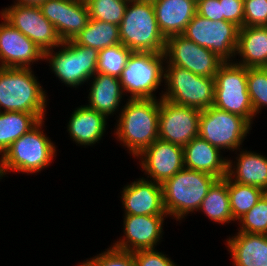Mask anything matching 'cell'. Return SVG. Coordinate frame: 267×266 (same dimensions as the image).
<instances>
[{
    "label": "cell",
    "instance_id": "4",
    "mask_svg": "<svg viewBox=\"0 0 267 266\" xmlns=\"http://www.w3.org/2000/svg\"><path fill=\"white\" fill-rule=\"evenodd\" d=\"M42 119L30 131L19 137L1 158L3 177L7 172L38 173L49 166L56 157V146L44 133Z\"/></svg>",
    "mask_w": 267,
    "mask_h": 266
},
{
    "label": "cell",
    "instance_id": "21",
    "mask_svg": "<svg viewBox=\"0 0 267 266\" xmlns=\"http://www.w3.org/2000/svg\"><path fill=\"white\" fill-rule=\"evenodd\" d=\"M107 117L85 105L77 107L71 114L67 132L77 145L91 146L102 139L106 132Z\"/></svg>",
    "mask_w": 267,
    "mask_h": 266
},
{
    "label": "cell",
    "instance_id": "36",
    "mask_svg": "<svg viewBox=\"0 0 267 266\" xmlns=\"http://www.w3.org/2000/svg\"><path fill=\"white\" fill-rule=\"evenodd\" d=\"M89 19L85 0H68L67 41L73 40L85 28Z\"/></svg>",
    "mask_w": 267,
    "mask_h": 266
},
{
    "label": "cell",
    "instance_id": "3",
    "mask_svg": "<svg viewBox=\"0 0 267 266\" xmlns=\"http://www.w3.org/2000/svg\"><path fill=\"white\" fill-rule=\"evenodd\" d=\"M121 44L132 52H164L166 38L161 33L152 0H129L119 25Z\"/></svg>",
    "mask_w": 267,
    "mask_h": 266
},
{
    "label": "cell",
    "instance_id": "24",
    "mask_svg": "<svg viewBox=\"0 0 267 266\" xmlns=\"http://www.w3.org/2000/svg\"><path fill=\"white\" fill-rule=\"evenodd\" d=\"M226 242L233 266H267V235L237 232Z\"/></svg>",
    "mask_w": 267,
    "mask_h": 266
},
{
    "label": "cell",
    "instance_id": "32",
    "mask_svg": "<svg viewBox=\"0 0 267 266\" xmlns=\"http://www.w3.org/2000/svg\"><path fill=\"white\" fill-rule=\"evenodd\" d=\"M247 88L256 116L267 107V67L248 68Z\"/></svg>",
    "mask_w": 267,
    "mask_h": 266
},
{
    "label": "cell",
    "instance_id": "33",
    "mask_svg": "<svg viewBox=\"0 0 267 266\" xmlns=\"http://www.w3.org/2000/svg\"><path fill=\"white\" fill-rule=\"evenodd\" d=\"M237 222L240 226L238 232L267 235V192Z\"/></svg>",
    "mask_w": 267,
    "mask_h": 266
},
{
    "label": "cell",
    "instance_id": "9",
    "mask_svg": "<svg viewBox=\"0 0 267 266\" xmlns=\"http://www.w3.org/2000/svg\"><path fill=\"white\" fill-rule=\"evenodd\" d=\"M248 68L224 62L215 75L213 106L240 115L253 124L254 110L247 88Z\"/></svg>",
    "mask_w": 267,
    "mask_h": 266
},
{
    "label": "cell",
    "instance_id": "17",
    "mask_svg": "<svg viewBox=\"0 0 267 266\" xmlns=\"http://www.w3.org/2000/svg\"><path fill=\"white\" fill-rule=\"evenodd\" d=\"M0 23V67L32 68L44 53L27 36L2 17Z\"/></svg>",
    "mask_w": 267,
    "mask_h": 266
},
{
    "label": "cell",
    "instance_id": "30",
    "mask_svg": "<svg viewBox=\"0 0 267 266\" xmlns=\"http://www.w3.org/2000/svg\"><path fill=\"white\" fill-rule=\"evenodd\" d=\"M91 19L120 25L129 0H85Z\"/></svg>",
    "mask_w": 267,
    "mask_h": 266
},
{
    "label": "cell",
    "instance_id": "8",
    "mask_svg": "<svg viewBox=\"0 0 267 266\" xmlns=\"http://www.w3.org/2000/svg\"><path fill=\"white\" fill-rule=\"evenodd\" d=\"M56 49L59 51L44 52L43 60L49 61L51 72L67 87L78 88L97 73L99 52L96 49L75 44L72 40Z\"/></svg>",
    "mask_w": 267,
    "mask_h": 266
},
{
    "label": "cell",
    "instance_id": "10",
    "mask_svg": "<svg viewBox=\"0 0 267 266\" xmlns=\"http://www.w3.org/2000/svg\"><path fill=\"white\" fill-rule=\"evenodd\" d=\"M251 126L240 115L211 106L201 110L198 136L220 150H233L237 154Z\"/></svg>",
    "mask_w": 267,
    "mask_h": 266
},
{
    "label": "cell",
    "instance_id": "38",
    "mask_svg": "<svg viewBox=\"0 0 267 266\" xmlns=\"http://www.w3.org/2000/svg\"><path fill=\"white\" fill-rule=\"evenodd\" d=\"M133 257L136 266H176L168 255L158 252L156 249L134 251Z\"/></svg>",
    "mask_w": 267,
    "mask_h": 266
},
{
    "label": "cell",
    "instance_id": "12",
    "mask_svg": "<svg viewBox=\"0 0 267 266\" xmlns=\"http://www.w3.org/2000/svg\"><path fill=\"white\" fill-rule=\"evenodd\" d=\"M165 64L179 66L204 77H215L224 63L210 49L197 45L182 34L166 38Z\"/></svg>",
    "mask_w": 267,
    "mask_h": 266
},
{
    "label": "cell",
    "instance_id": "11",
    "mask_svg": "<svg viewBox=\"0 0 267 266\" xmlns=\"http://www.w3.org/2000/svg\"><path fill=\"white\" fill-rule=\"evenodd\" d=\"M239 29L231 22L212 21L196 13L182 35L197 45L210 49L224 62H233Z\"/></svg>",
    "mask_w": 267,
    "mask_h": 266
},
{
    "label": "cell",
    "instance_id": "14",
    "mask_svg": "<svg viewBox=\"0 0 267 266\" xmlns=\"http://www.w3.org/2000/svg\"><path fill=\"white\" fill-rule=\"evenodd\" d=\"M201 110L164 98L159 104V139L184 147L199 134Z\"/></svg>",
    "mask_w": 267,
    "mask_h": 266
},
{
    "label": "cell",
    "instance_id": "41",
    "mask_svg": "<svg viewBox=\"0 0 267 266\" xmlns=\"http://www.w3.org/2000/svg\"><path fill=\"white\" fill-rule=\"evenodd\" d=\"M15 1L14 4L21 6H39L45 0H15Z\"/></svg>",
    "mask_w": 267,
    "mask_h": 266
},
{
    "label": "cell",
    "instance_id": "40",
    "mask_svg": "<svg viewBox=\"0 0 267 266\" xmlns=\"http://www.w3.org/2000/svg\"><path fill=\"white\" fill-rule=\"evenodd\" d=\"M197 14L212 21H222L219 0H197Z\"/></svg>",
    "mask_w": 267,
    "mask_h": 266
},
{
    "label": "cell",
    "instance_id": "7",
    "mask_svg": "<svg viewBox=\"0 0 267 266\" xmlns=\"http://www.w3.org/2000/svg\"><path fill=\"white\" fill-rule=\"evenodd\" d=\"M166 91L160 98L174 104L205 110L214 103L215 78L196 75L173 65L164 67Z\"/></svg>",
    "mask_w": 267,
    "mask_h": 266
},
{
    "label": "cell",
    "instance_id": "22",
    "mask_svg": "<svg viewBox=\"0 0 267 266\" xmlns=\"http://www.w3.org/2000/svg\"><path fill=\"white\" fill-rule=\"evenodd\" d=\"M90 80L89 102L85 106L107 118L116 114V111H119L121 99L124 98L119 77L97 72Z\"/></svg>",
    "mask_w": 267,
    "mask_h": 266
},
{
    "label": "cell",
    "instance_id": "37",
    "mask_svg": "<svg viewBox=\"0 0 267 266\" xmlns=\"http://www.w3.org/2000/svg\"><path fill=\"white\" fill-rule=\"evenodd\" d=\"M244 26H267V0H244Z\"/></svg>",
    "mask_w": 267,
    "mask_h": 266
},
{
    "label": "cell",
    "instance_id": "28",
    "mask_svg": "<svg viewBox=\"0 0 267 266\" xmlns=\"http://www.w3.org/2000/svg\"><path fill=\"white\" fill-rule=\"evenodd\" d=\"M72 41L81 46L94 48L99 52L104 48L121 43L119 26L90 18L85 28Z\"/></svg>",
    "mask_w": 267,
    "mask_h": 266
},
{
    "label": "cell",
    "instance_id": "18",
    "mask_svg": "<svg viewBox=\"0 0 267 266\" xmlns=\"http://www.w3.org/2000/svg\"><path fill=\"white\" fill-rule=\"evenodd\" d=\"M121 192L125 215H167L162 184L142 177L124 185Z\"/></svg>",
    "mask_w": 267,
    "mask_h": 266
},
{
    "label": "cell",
    "instance_id": "34",
    "mask_svg": "<svg viewBox=\"0 0 267 266\" xmlns=\"http://www.w3.org/2000/svg\"><path fill=\"white\" fill-rule=\"evenodd\" d=\"M39 8L45 18L54 25L62 41L66 42L68 0H45Z\"/></svg>",
    "mask_w": 267,
    "mask_h": 266
},
{
    "label": "cell",
    "instance_id": "1",
    "mask_svg": "<svg viewBox=\"0 0 267 266\" xmlns=\"http://www.w3.org/2000/svg\"><path fill=\"white\" fill-rule=\"evenodd\" d=\"M117 116L116 139L137 157L159 139L160 99H127Z\"/></svg>",
    "mask_w": 267,
    "mask_h": 266
},
{
    "label": "cell",
    "instance_id": "39",
    "mask_svg": "<svg viewBox=\"0 0 267 266\" xmlns=\"http://www.w3.org/2000/svg\"><path fill=\"white\" fill-rule=\"evenodd\" d=\"M222 20L231 22L239 28L244 26V0H219Z\"/></svg>",
    "mask_w": 267,
    "mask_h": 266
},
{
    "label": "cell",
    "instance_id": "2",
    "mask_svg": "<svg viewBox=\"0 0 267 266\" xmlns=\"http://www.w3.org/2000/svg\"><path fill=\"white\" fill-rule=\"evenodd\" d=\"M31 68L0 67V111L26 112L45 119L47 95Z\"/></svg>",
    "mask_w": 267,
    "mask_h": 266
},
{
    "label": "cell",
    "instance_id": "27",
    "mask_svg": "<svg viewBox=\"0 0 267 266\" xmlns=\"http://www.w3.org/2000/svg\"><path fill=\"white\" fill-rule=\"evenodd\" d=\"M203 211L211 221L228 224L233 221L228 194V176L217 179L209 188L198 210Z\"/></svg>",
    "mask_w": 267,
    "mask_h": 266
},
{
    "label": "cell",
    "instance_id": "20",
    "mask_svg": "<svg viewBox=\"0 0 267 266\" xmlns=\"http://www.w3.org/2000/svg\"><path fill=\"white\" fill-rule=\"evenodd\" d=\"M159 29L165 38L183 34L197 13V0H152Z\"/></svg>",
    "mask_w": 267,
    "mask_h": 266
},
{
    "label": "cell",
    "instance_id": "42",
    "mask_svg": "<svg viewBox=\"0 0 267 266\" xmlns=\"http://www.w3.org/2000/svg\"><path fill=\"white\" fill-rule=\"evenodd\" d=\"M3 174H2V169H1V158H0V179H2Z\"/></svg>",
    "mask_w": 267,
    "mask_h": 266
},
{
    "label": "cell",
    "instance_id": "25",
    "mask_svg": "<svg viewBox=\"0 0 267 266\" xmlns=\"http://www.w3.org/2000/svg\"><path fill=\"white\" fill-rule=\"evenodd\" d=\"M234 63L246 68L267 67V26H243L239 29Z\"/></svg>",
    "mask_w": 267,
    "mask_h": 266
},
{
    "label": "cell",
    "instance_id": "13",
    "mask_svg": "<svg viewBox=\"0 0 267 266\" xmlns=\"http://www.w3.org/2000/svg\"><path fill=\"white\" fill-rule=\"evenodd\" d=\"M1 17L33 41L44 53L63 43L54 25L45 18L39 6L13 4L0 11Z\"/></svg>",
    "mask_w": 267,
    "mask_h": 266
},
{
    "label": "cell",
    "instance_id": "31",
    "mask_svg": "<svg viewBox=\"0 0 267 266\" xmlns=\"http://www.w3.org/2000/svg\"><path fill=\"white\" fill-rule=\"evenodd\" d=\"M131 50L117 44L99 51L97 72L119 77L126 66Z\"/></svg>",
    "mask_w": 267,
    "mask_h": 266
},
{
    "label": "cell",
    "instance_id": "5",
    "mask_svg": "<svg viewBox=\"0 0 267 266\" xmlns=\"http://www.w3.org/2000/svg\"><path fill=\"white\" fill-rule=\"evenodd\" d=\"M216 180V177L208 173L184 167L162 184L166 214L180 221L190 212H197Z\"/></svg>",
    "mask_w": 267,
    "mask_h": 266
},
{
    "label": "cell",
    "instance_id": "29",
    "mask_svg": "<svg viewBox=\"0 0 267 266\" xmlns=\"http://www.w3.org/2000/svg\"><path fill=\"white\" fill-rule=\"evenodd\" d=\"M264 193L265 191L260 187L239 184L228 177V194L233 221H238L251 210Z\"/></svg>",
    "mask_w": 267,
    "mask_h": 266
},
{
    "label": "cell",
    "instance_id": "19",
    "mask_svg": "<svg viewBox=\"0 0 267 266\" xmlns=\"http://www.w3.org/2000/svg\"><path fill=\"white\" fill-rule=\"evenodd\" d=\"M185 168L208 173L217 179L227 176L228 159L221 150L199 136L183 147Z\"/></svg>",
    "mask_w": 267,
    "mask_h": 266
},
{
    "label": "cell",
    "instance_id": "35",
    "mask_svg": "<svg viewBox=\"0 0 267 266\" xmlns=\"http://www.w3.org/2000/svg\"><path fill=\"white\" fill-rule=\"evenodd\" d=\"M80 266H136L133 253L113 246L93 258L79 263Z\"/></svg>",
    "mask_w": 267,
    "mask_h": 266
},
{
    "label": "cell",
    "instance_id": "23",
    "mask_svg": "<svg viewBox=\"0 0 267 266\" xmlns=\"http://www.w3.org/2000/svg\"><path fill=\"white\" fill-rule=\"evenodd\" d=\"M243 150L238 149L240 153L235 158L236 162L227 158V176L234 182L257 186L267 192V157Z\"/></svg>",
    "mask_w": 267,
    "mask_h": 266
},
{
    "label": "cell",
    "instance_id": "15",
    "mask_svg": "<svg viewBox=\"0 0 267 266\" xmlns=\"http://www.w3.org/2000/svg\"><path fill=\"white\" fill-rule=\"evenodd\" d=\"M137 159L140 160V167L147 175L146 178H152L151 181L160 184L185 167L183 147L161 139L155 140L144 149Z\"/></svg>",
    "mask_w": 267,
    "mask_h": 266
},
{
    "label": "cell",
    "instance_id": "16",
    "mask_svg": "<svg viewBox=\"0 0 267 266\" xmlns=\"http://www.w3.org/2000/svg\"><path fill=\"white\" fill-rule=\"evenodd\" d=\"M165 217L167 215H124V235L113 247L129 252L155 249L163 236Z\"/></svg>",
    "mask_w": 267,
    "mask_h": 266
},
{
    "label": "cell",
    "instance_id": "6",
    "mask_svg": "<svg viewBox=\"0 0 267 266\" xmlns=\"http://www.w3.org/2000/svg\"><path fill=\"white\" fill-rule=\"evenodd\" d=\"M164 52H131L119 81L129 99H157L155 91L164 81ZM127 92V93H126Z\"/></svg>",
    "mask_w": 267,
    "mask_h": 266
},
{
    "label": "cell",
    "instance_id": "26",
    "mask_svg": "<svg viewBox=\"0 0 267 266\" xmlns=\"http://www.w3.org/2000/svg\"><path fill=\"white\" fill-rule=\"evenodd\" d=\"M41 120L42 118L34 113L0 111V155Z\"/></svg>",
    "mask_w": 267,
    "mask_h": 266
}]
</instances>
